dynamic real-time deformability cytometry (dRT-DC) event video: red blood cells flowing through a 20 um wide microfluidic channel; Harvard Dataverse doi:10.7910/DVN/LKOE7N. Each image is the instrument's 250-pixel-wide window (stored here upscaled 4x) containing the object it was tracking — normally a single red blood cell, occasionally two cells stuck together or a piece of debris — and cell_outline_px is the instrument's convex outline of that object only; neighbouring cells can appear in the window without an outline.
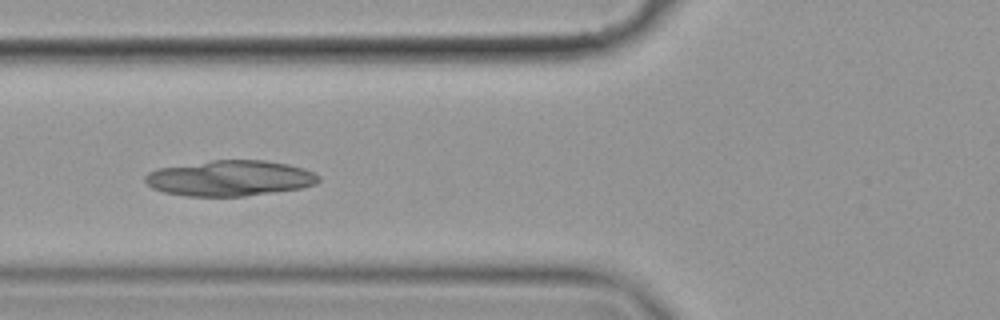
{"species": "common noctule bat (a hibernating species)", "species_latin": "Nyctalus noctula", "temperature_condition": "cold", "stored_images_in_passage": 50, "camera_frame_rate_fps": 3000, "um_per_image_px": 0.085, "animal": {"sex": "female", "body_mass_g": 19.9}, "frame": {"image": 1, "passage_image": 23, "time_ms": 7.333, "image_size_px": [1000, 320], "cell_outline_px": [[320, 180], [316, 184], [304, 188], [244, 196], [184, 196], [164, 192], [152, 188], [144, 180], [144, 176], [148, 172], [156, 168], [212, 160], [264, 160], [288, 164], [304, 168], [320, 176]], "centroid_in_image_um": [19.54, 15.14], "position_along_channel_um": 106.3, "area_um2": 36.24}}
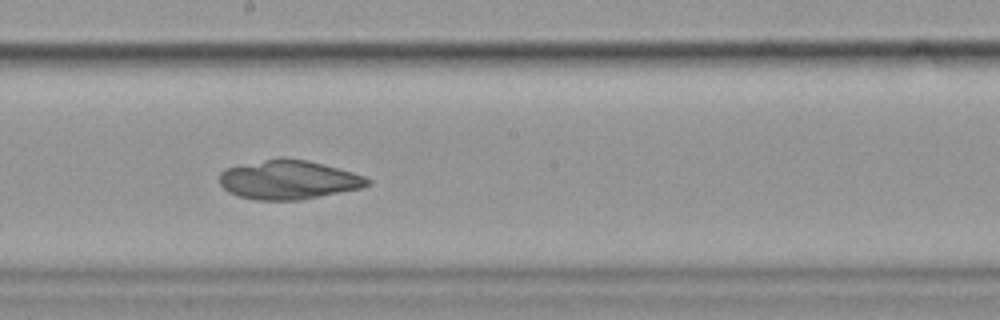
{"frame": {"image": 2, "passage_image": 33, "time_ms": 10.667, "image_size_px": [1000, 320], "cell_outline_px": [[372, 184], [360, 188], [300, 200], [256, 200], [236, 196], [228, 192], [220, 184], [220, 172], [224, 168], [280, 156], [284, 156], [308, 160], [352, 172], [364, 176], [372, 180]], "centroid_in_image_um": [24.5, 15.27], "position_along_channel_um": 223.7, "area_um2": 33.99}}
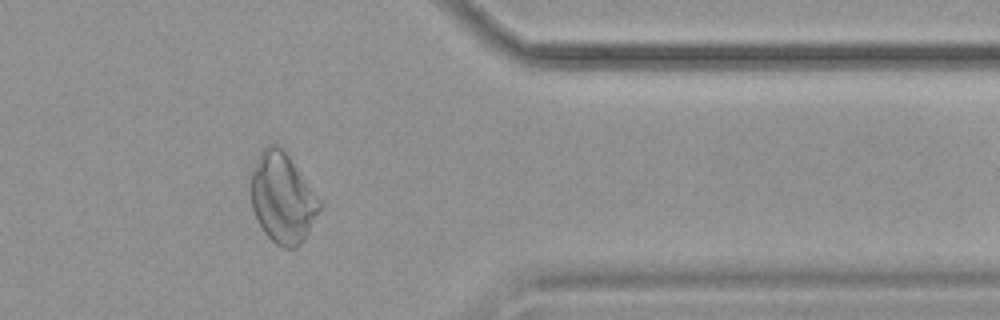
{"frame": {"image": 3, "passage_image": 48, "time_ms": 15.667, "image_size_px": [1000, 320], "cell_outline_px": [[324, 208], [304, 240], [296, 248], [284, 248], [276, 244], [264, 232], [252, 208], [252, 168], [260, 152], [268, 144], [276, 144], [284, 148], [324, 204]], "centroid_in_image_um": [24.08, 16.83], "position_along_channel_um": 387.3, "area_um2": 36.47}}